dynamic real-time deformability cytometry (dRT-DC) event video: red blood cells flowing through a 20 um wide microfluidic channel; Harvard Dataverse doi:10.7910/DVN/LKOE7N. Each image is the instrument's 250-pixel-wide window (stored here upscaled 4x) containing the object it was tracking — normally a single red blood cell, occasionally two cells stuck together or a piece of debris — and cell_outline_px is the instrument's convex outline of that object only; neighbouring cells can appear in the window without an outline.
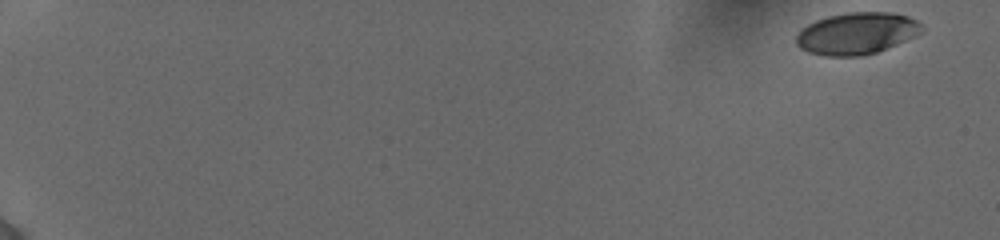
{"species": "human", "species_latin": "Homo sapiens", "temperature_condition": "cold", "stored_images_in_passage": 55, "camera_frame_rate_fps": 3000, "um_per_image_px": 0.085, "donor": {"sex": "female"}, "frame": {"image": 1, "passage_image": 1, "time_ms": 0.0, "image_size_px": [1000, 240], "cell_outline_px": [[924, 28], [916, 36], [876, 52], [860, 56], [824, 56], [808, 52], [800, 48], [796, 44], [796, 36], [808, 24], [816, 20], [828, 16], [848, 12], [892, 12], [908, 16], [916, 20]], "centroid_in_image_um": [72.82, 2.84], "position_along_channel_um": 12.2, "area_um2": 30.52}}
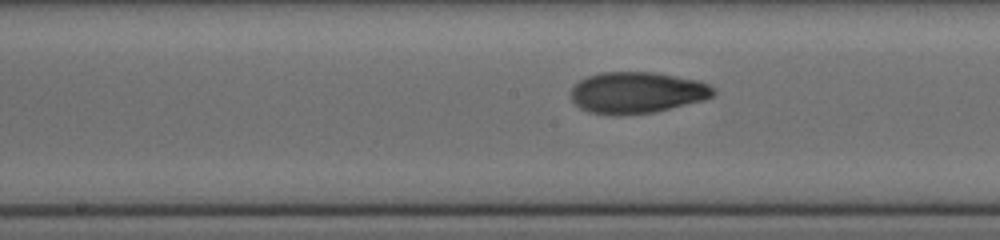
{"frame": {"image": 2, "passage_image": 31, "time_ms": 10.0, "image_size_px": [1000, 240], "cell_outline_px": [[716, 92], [712, 96], [704, 100], [656, 112], [588, 112], [580, 108], [572, 100], [572, 88], [580, 80], [588, 76], [600, 72], [652, 72], [700, 80], [716, 88]], "centroid_in_image_um": [54.21, 7.83], "position_along_channel_um": 194.0, "area_um2": 33.64}}
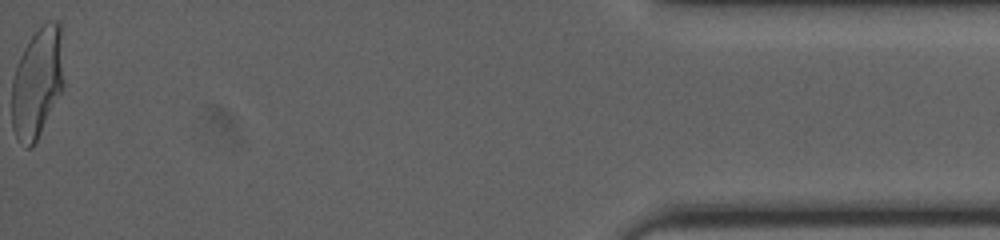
{"frame": {"image": 3, "passage_image": 55, "time_ms": 18.0, "image_size_px": [1000, 240], "cell_outline_px": [[64, 88], [32, 148], [28, 148], [16, 140], [12, 128], [12, 80], [20, 56], [24, 48], [32, 36], [48, 20], [60, 20], [64, 84]], "centroid_in_image_um": [3.17, 7.05], "position_along_channel_um": 432.0, "area_um2": 33.58}, "authors_computed_cell_mechanics": {"area_um2": 33.1194, "velocity_mm_per_s": 3.8825, "shape_relaxation_time_tau1_ms": 5.0922, "shape_relaxation_time_tau2_ms": 1.0024, "deformation_change_tau1": 0.213, "deformation_change_tau2": 0.0589}}